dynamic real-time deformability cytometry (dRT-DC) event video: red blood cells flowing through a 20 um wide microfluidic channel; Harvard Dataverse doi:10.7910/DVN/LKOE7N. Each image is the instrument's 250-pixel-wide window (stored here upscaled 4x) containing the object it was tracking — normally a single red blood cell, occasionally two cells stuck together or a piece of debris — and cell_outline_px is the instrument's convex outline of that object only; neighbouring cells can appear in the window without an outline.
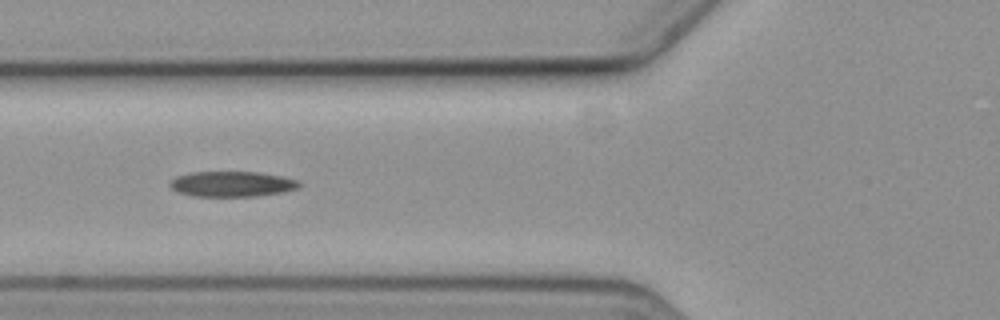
{"species": "common noctule bat (a hibernating species)", "species_latin": "Nyctalus noctula", "temperature_condition": "cold", "stored_images_in_passage": 15, "segment_of_instrument_passage": [1, 2], "camera_frame_rate_fps": 3000, "um_per_image_px": 0.085, "animal": {"sex": "female", "body_mass_g": 19.3, "forearm_length_mm": 54.1}, "frame": {"image": 1, "passage_image": 5, "time_ms": 6.333, "image_size_px": [1000, 320], "cell_outline_px": [[304, 184], [300, 188], [284, 192], [256, 196], [192, 196], [180, 192], [172, 188], [168, 184], [176, 176], [192, 172], [256, 172], [280, 176], [300, 180]], "centroid_in_image_um": [19.79, 15.64], "position_along_channel_um": 106.0, "area_um2": 19.19}}
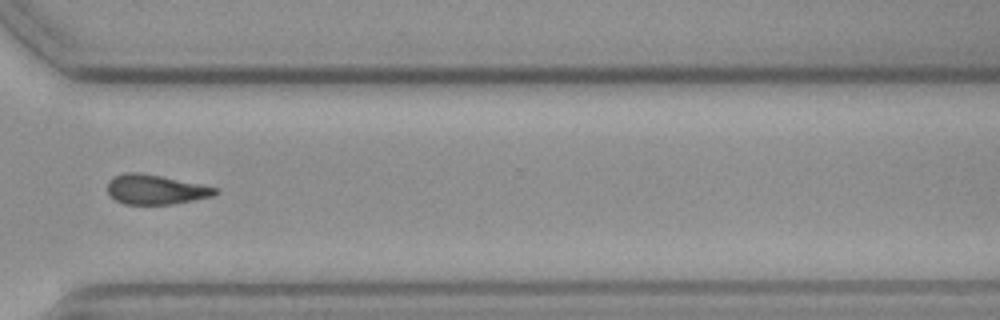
{"frame": {"image": 2, "passage_image": 11, "time_ms": 13.333, "image_size_px": [1000, 320], "cell_outline_px": [[220, 192], [212, 196], [172, 204], [124, 204], [116, 200], [108, 192], [108, 180], [124, 172], [140, 172], [200, 184], [216, 188]], "centroid_in_image_um": [13.21, 16.1], "position_along_channel_um": 357.4, "area_um2": 18.38}}
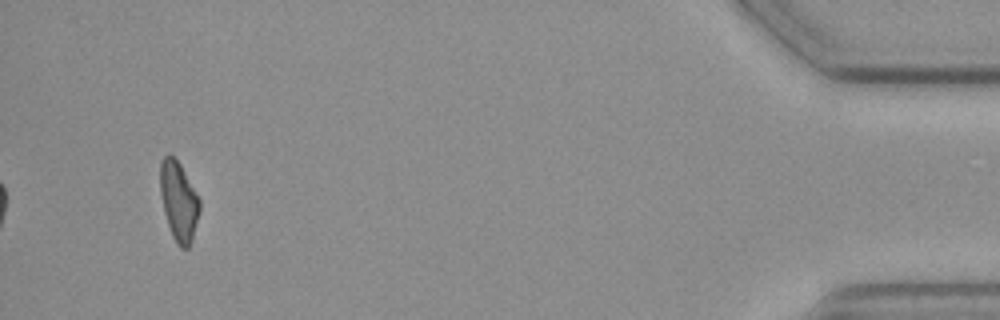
{"frame": {"image": 3, "passage_image": 13, "time_ms": 17.333, "image_size_px": [1000, 320], "cell_outline_px": [[200, 212], [192, 240], [188, 248], [180, 248], [176, 244], [172, 236], [164, 212], [160, 192], [160, 164], [164, 156], [172, 156], [180, 164], [200, 200]], "centroid_in_image_um": [15.19, 17.15], "position_along_channel_um": 420.0, "area_um2": 18.09}}